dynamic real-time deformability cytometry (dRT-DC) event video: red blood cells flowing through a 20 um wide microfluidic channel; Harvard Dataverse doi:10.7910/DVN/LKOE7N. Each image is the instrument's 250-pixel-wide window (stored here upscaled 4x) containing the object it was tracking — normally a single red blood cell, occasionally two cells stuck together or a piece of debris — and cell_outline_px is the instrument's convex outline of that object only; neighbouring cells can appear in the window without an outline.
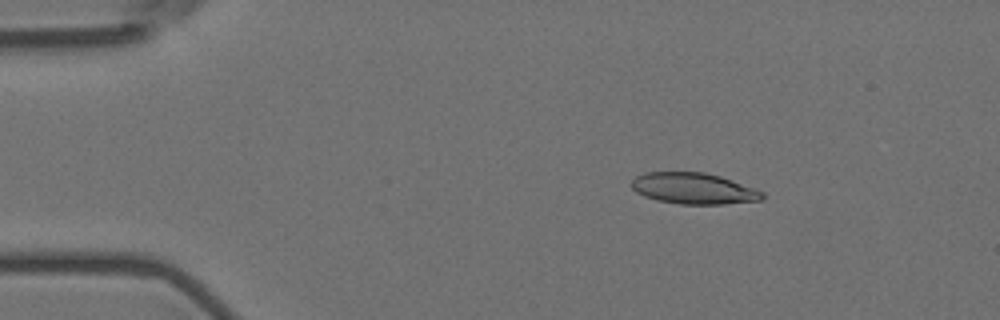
{"species": "Egyptian fruit bat (a non-hibernating species)", "species_latin": "Rousettus aegyptiacus", "temperature_condition": "room temperature", "stored_images_in_passage": 4, "camera_frame_rate_fps": 3000, "um_per_image_px": 0.085, "animal": {"sex": "female"}, "frame": {"image": 1, "passage_image": 2, "time_ms": 0.333, "image_size_px": [1000, 320], "cell_outline_px": [[764, 200], [724, 204], [680, 204], [656, 200], [644, 196], [636, 192], [632, 188], [632, 180], [636, 176], [644, 172], [704, 172], [720, 176], [756, 188], [764, 192]], "centroid_in_image_um": [58.98, 16.02], "position_along_channel_um": 26.0, "area_um2": 23.93}}